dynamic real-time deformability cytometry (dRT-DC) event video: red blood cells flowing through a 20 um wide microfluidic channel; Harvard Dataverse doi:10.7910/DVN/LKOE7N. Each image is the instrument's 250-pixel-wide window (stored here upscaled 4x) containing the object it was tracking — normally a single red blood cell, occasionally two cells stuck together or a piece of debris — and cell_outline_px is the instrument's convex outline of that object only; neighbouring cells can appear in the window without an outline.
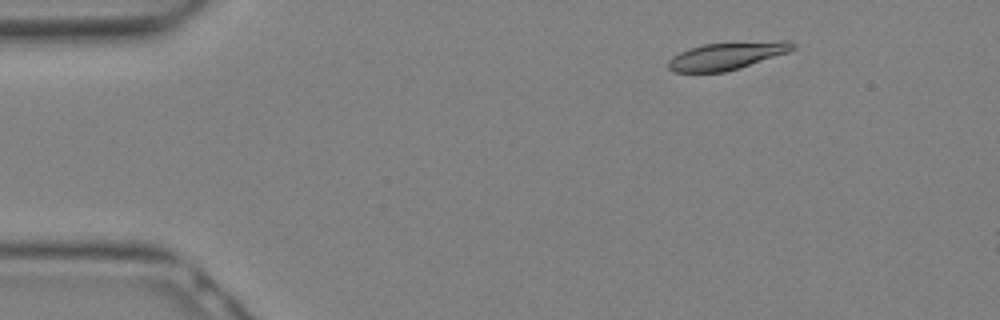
{"species": "Egyptian fruit bat (a non-hibernating species)", "species_latin": "Rousettus aegyptiacus", "temperature_condition": "warm", "stored_images_in_passage": 2, "camera_frame_rate_fps": 3000, "um_per_image_px": 0.085, "animal": {"sex": "female"}, "frame": {"image": 1, "passage_image": 1, "time_ms": 0.0, "image_size_px": [1000, 320], "cell_outline_px": [[796, 48], [788, 52], [740, 68], [724, 72], [672, 72], [668, 68], [668, 60], [672, 56], [688, 48], [704, 44], [780, 40], [792, 40], [796, 44]], "centroid_in_image_um": [61.8, 4.74], "position_along_channel_um": 23.2, "area_um2": 20.11}}